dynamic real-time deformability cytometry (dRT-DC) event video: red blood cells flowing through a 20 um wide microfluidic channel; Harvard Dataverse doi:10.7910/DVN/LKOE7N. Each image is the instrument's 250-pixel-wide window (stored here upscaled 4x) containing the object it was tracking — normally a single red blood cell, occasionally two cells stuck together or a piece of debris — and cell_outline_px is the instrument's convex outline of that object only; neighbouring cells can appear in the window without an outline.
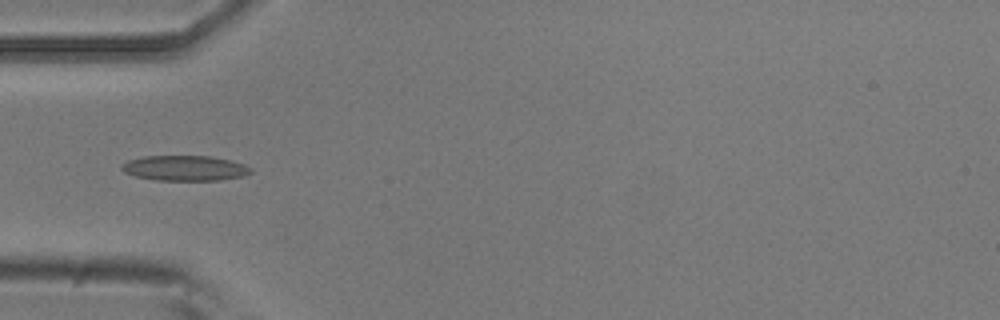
{"species": "common noctule bat (a hibernating species)", "species_latin": "Nyctalus noctula", "temperature_condition": "room temperature", "stored_images_in_passage": 5, "camera_frame_rate_fps": 3000, "um_per_image_px": 0.085, "animal": {"sex": "male", "body_mass_g": 20.5, "forearm_length_mm": 52.5}, "frame": {"image": 1, "passage_image": 5, "time_ms": 1.333, "image_size_px": [1000, 320], "cell_outline_px": [[252, 172], [244, 176], [220, 180], [156, 180], [136, 176], [124, 172], [120, 168], [120, 164], [128, 160], [144, 156], [208, 156], [228, 160], [244, 164], [252, 168]], "centroid_in_image_um": [15.69, 14.29], "position_along_channel_um": 69.3, "area_um2": 18.96}}